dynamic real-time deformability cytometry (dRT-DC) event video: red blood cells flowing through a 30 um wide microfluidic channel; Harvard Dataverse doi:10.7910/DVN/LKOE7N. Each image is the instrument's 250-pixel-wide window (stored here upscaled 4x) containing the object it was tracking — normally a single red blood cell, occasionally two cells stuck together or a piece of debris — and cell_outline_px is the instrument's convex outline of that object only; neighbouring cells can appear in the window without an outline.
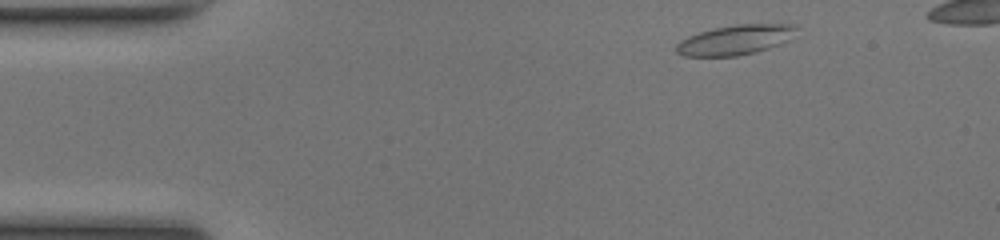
{"species": "common noctule bat (a hibernating species)", "species_latin": "Nyctalus noctula", "temperature_condition": "room temperature", "stored_images_in_passage": 44, "camera_frame_rate_fps": 3000, "um_per_image_px": 0.085, "animal": {"sex": "female", "body_mass_g": 17.0, "forearm_length_mm": 48.0}, "frame": {"image": 1, "passage_image": 3, "time_ms": 0.667, "image_size_px": [1000, 240], "cell_outline_px": [[796, 28], [780, 44], [756, 52], [736, 56], [684, 56], [676, 52], [676, 44], [680, 40], [688, 36], [700, 32], [716, 28], [736, 24], [796, 24]], "centroid_in_image_um": [62.42, 3.39], "position_along_channel_um": 22.6, "area_um2": 20.46}}
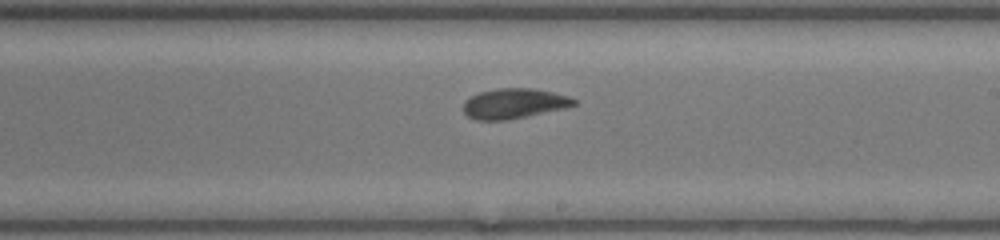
{"frame": {"image": 2, "passage_image": 25, "time_ms": 8.0, "image_size_px": [1000, 240], "cell_outline_px": [[576, 104], [564, 108], [508, 120], [476, 120], [468, 116], [464, 112], [464, 100], [480, 92], [500, 88], [532, 88], [552, 92], [568, 96], [576, 100]], "centroid_in_image_um": [43.68, 8.8], "position_along_channel_um": 245.3, "area_um2": 19.19}}
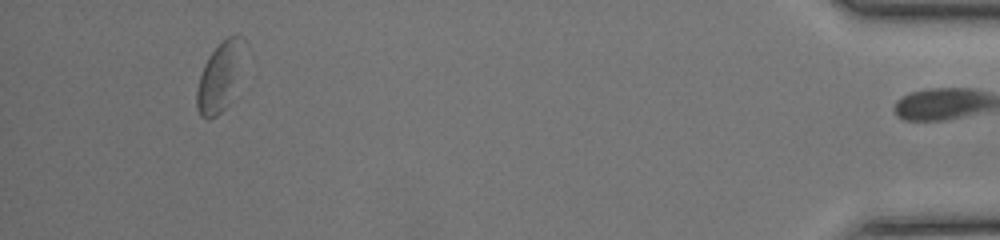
{"frame": {"image": 3, "passage_image": 43, "time_ms": 14.0, "image_size_px": [1000, 240], "cell_outline_px": [[248, 44], [228, 104], [216, 116], [208, 120], [200, 116], [196, 104], [196, 92], [200, 76], [204, 64], [208, 56], [228, 36], [244, 36]], "centroid_in_image_um": [18.69, 6.49], "position_along_channel_um": 416.5, "area_um2": 18.9}, "authors_computed_cell_mechanics": {"area_um2": 19.4786, "velocity_mm_per_s": 4.1112, "shape_relaxation_time_tau1_ms": 5.6303, "shape_relaxation_time_tau2_ms": 2.2344, "deformation_change_tau1": 0.1345, "deformation_change_tau2": 0.0753}}